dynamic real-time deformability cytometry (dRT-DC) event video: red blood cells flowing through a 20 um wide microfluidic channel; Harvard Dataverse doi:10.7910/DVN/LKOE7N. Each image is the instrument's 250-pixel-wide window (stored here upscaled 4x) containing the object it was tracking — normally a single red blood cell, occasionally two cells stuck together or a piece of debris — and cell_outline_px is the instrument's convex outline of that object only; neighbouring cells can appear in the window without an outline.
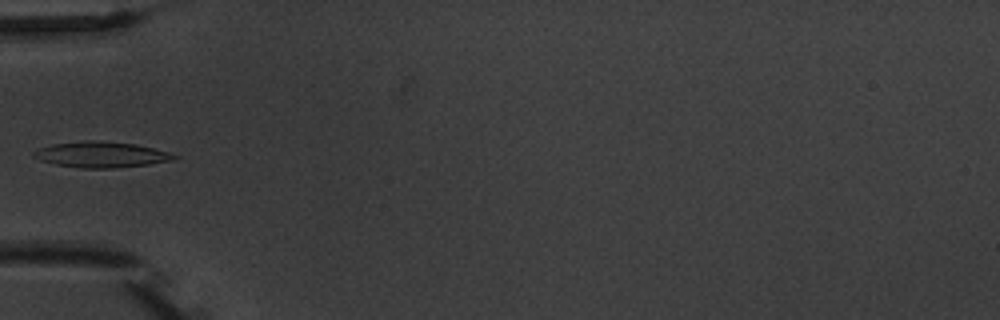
{"species": "common noctule bat (a hibernating species)", "species_latin": "Nyctalus noctula", "temperature_condition": "warm", "stored_images_in_passage": 6, "camera_frame_rate_fps": 3000, "um_per_image_px": 0.085, "animal": {"sex": "male", "body_mass_g": 20.1, "forearm_length_mm": 53.5}, "frame": {"image": 1, "passage_image": 6, "time_ms": 6.0, "image_size_px": [1000, 320], "cell_outline_px": [[180, 156], [172, 160], [148, 164], [116, 168], [80, 168], [56, 164], [40, 160], [32, 156], [32, 152], [40, 148], [52, 144], [84, 140], [92, 140], [136, 144], [168, 152]], "centroid_in_image_um": [8.58, 13.14], "position_along_channel_um": 76.4, "area_um2": 20.98}}